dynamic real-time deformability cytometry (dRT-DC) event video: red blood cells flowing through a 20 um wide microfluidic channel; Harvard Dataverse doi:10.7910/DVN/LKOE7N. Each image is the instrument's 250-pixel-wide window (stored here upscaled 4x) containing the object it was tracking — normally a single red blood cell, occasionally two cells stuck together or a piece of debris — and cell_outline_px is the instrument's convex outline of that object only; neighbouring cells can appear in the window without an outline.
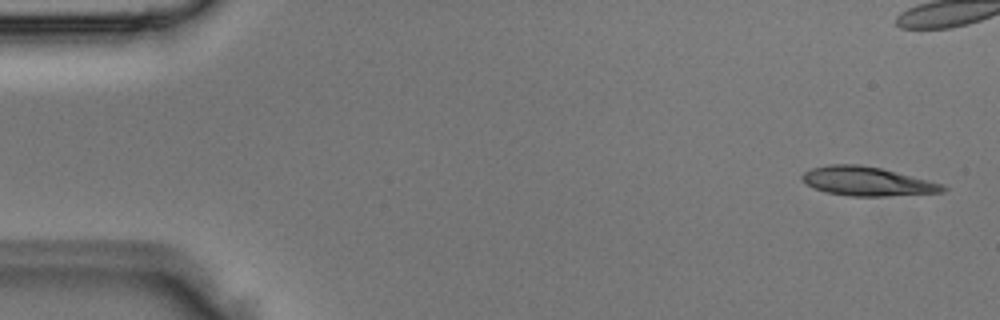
{"species": "Egyptian fruit bat (a non-hibernating species)", "species_latin": "Rousettus aegyptiacus", "temperature_condition": "room temperature", "stored_images_in_passage": 6, "camera_frame_rate_fps": 3000, "um_per_image_px": 0.085, "animal": {"sex": "male"}, "frame": {"image": 1, "passage_image": 1, "time_ms": 0.0, "image_size_px": [1000, 320], "cell_outline_px": [[948, 188], [944, 192], [884, 196], [852, 196], [828, 192], [816, 188], [808, 184], [800, 176], [804, 172], [812, 168], [828, 164], [860, 164], [880, 168], [944, 184]], "centroid_in_image_um": [73.74, 15.4], "position_along_channel_um": 11.3, "area_um2": 23.47}}